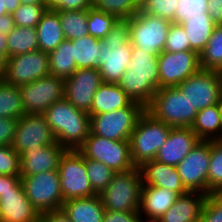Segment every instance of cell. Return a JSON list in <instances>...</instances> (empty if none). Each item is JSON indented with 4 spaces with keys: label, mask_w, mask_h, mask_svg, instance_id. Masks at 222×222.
Here are the masks:
<instances>
[{
    "label": "cell",
    "mask_w": 222,
    "mask_h": 222,
    "mask_svg": "<svg viewBox=\"0 0 222 222\" xmlns=\"http://www.w3.org/2000/svg\"><path fill=\"white\" fill-rule=\"evenodd\" d=\"M118 85L133 102L147 108L159 89L158 55L133 46L130 63Z\"/></svg>",
    "instance_id": "obj_1"
},
{
    "label": "cell",
    "mask_w": 222,
    "mask_h": 222,
    "mask_svg": "<svg viewBox=\"0 0 222 222\" xmlns=\"http://www.w3.org/2000/svg\"><path fill=\"white\" fill-rule=\"evenodd\" d=\"M42 115L66 150H78L90 134V115L76 109L66 98L52 104Z\"/></svg>",
    "instance_id": "obj_2"
},
{
    "label": "cell",
    "mask_w": 222,
    "mask_h": 222,
    "mask_svg": "<svg viewBox=\"0 0 222 222\" xmlns=\"http://www.w3.org/2000/svg\"><path fill=\"white\" fill-rule=\"evenodd\" d=\"M130 27L126 19H119L103 38L98 70L104 83H118L130 63L132 43Z\"/></svg>",
    "instance_id": "obj_3"
},
{
    "label": "cell",
    "mask_w": 222,
    "mask_h": 222,
    "mask_svg": "<svg viewBox=\"0 0 222 222\" xmlns=\"http://www.w3.org/2000/svg\"><path fill=\"white\" fill-rule=\"evenodd\" d=\"M170 130L169 125L145 110L129 138L131 159L135 167L155 159Z\"/></svg>",
    "instance_id": "obj_4"
},
{
    "label": "cell",
    "mask_w": 222,
    "mask_h": 222,
    "mask_svg": "<svg viewBox=\"0 0 222 222\" xmlns=\"http://www.w3.org/2000/svg\"><path fill=\"white\" fill-rule=\"evenodd\" d=\"M146 110L171 128L191 127L198 112L177 86L159 88Z\"/></svg>",
    "instance_id": "obj_5"
},
{
    "label": "cell",
    "mask_w": 222,
    "mask_h": 222,
    "mask_svg": "<svg viewBox=\"0 0 222 222\" xmlns=\"http://www.w3.org/2000/svg\"><path fill=\"white\" fill-rule=\"evenodd\" d=\"M143 176L140 167L116 173L106 189L99 194L106 210L120 212L139 211Z\"/></svg>",
    "instance_id": "obj_6"
},
{
    "label": "cell",
    "mask_w": 222,
    "mask_h": 222,
    "mask_svg": "<svg viewBox=\"0 0 222 222\" xmlns=\"http://www.w3.org/2000/svg\"><path fill=\"white\" fill-rule=\"evenodd\" d=\"M78 151L88 159L105 164L116 173L127 172L135 168L130 152L129 140H110L91 131Z\"/></svg>",
    "instance_id": "obj_7"
},
{
    "label": "cell",
    "mask_w": 222,
    "mask_h": 222,
    "mask_svg": "<svg viewBox=\"0 0 222 222\" xmlns=\"http://www.w3.org/2000/svg\"><path fill=\"white\" fill-rule=\"evenodd\" d=\"M146 108L133 102L130 106L90 117V131L110 140H129Z\"/></svg>",
    "instance_id": "obj_8"
},
{
    "label": "cell",
    "mask_w": 222,
    "mask_h": 222,
    "mask_svg": "<svg viewBox=\"0 0 222 222\" xmlns=\"http://www.w3.org/2000/svg\"><path fill=\"white\" fill-rule=\"evenodd\" d=\"M126 20L130 27L129 40L132 46L153 55H159L164 50L172 22L140 10Z\"/></svg>",
    "instance_id": "obj_9"
},
{
    "label": "cell",
    "mask_w": 222,
    "mask_h": 222,
    "mask_svg": "<svg viewBox=\"0 0 222 222\" xmlns=\"http://www.w3.org/2000/svg\"><path fill=\"white\" fill-rule=\"evenodd\" d=\"M64 202L70 199L97 195L86 172L85 157L78 150H66L58 167Z\"/></svg>",
    "instance_id": "obj_10"
},
{
    "label": "cell",
    "mask_w": 222,
    "mask_h": 222,
    "mask_svg": "<svg viewBox=\"0 0 222 222\" xmlns=\"http://www.w3.org/2000/svg\"><path fill=\"white\" fill-rule=\"evenodd\" d=\"M20 177L27 198L40 215L62 209L64 199L58 170Z\"/></svg>",
    "instance_id": "obj_11"
},
{
    "label": "cell",
    "mask_w": 222,
    "mask_h": 222,
    "mask_svg": "<svg viewBox=\"0 0 222 222\" xmlns=\"http://www.w3.org/2000/svg\"><path fill=\"white\" fill-rule=\"evenodd\" d=\"M19 89L25 114H43L52 104L65 98L64 79L51 74L21 85Z\"/></svg>",
    "instance_id": "obj_12"
},
{
    "label": "cell",
    "mask_w": 222,
    "mask_h": 222,
    "mask_svg": "<svg viewBox=\"0 0 222 222\" xmlns=\"http://www.w3.org/2000/svg\"><path fill=\"white\" fill-rule=\"evenodd\" d=\"M197 111L219 104L222 97V72L200 69L177 86Z\"/></svg>",
    "instance_id": "obj_13"
},
{
    "label": "cell",
    "mask_w": 222,
    "mask_h": 222,
    "mask_svg": "<svg viewBox=\"0 0 222 222\" xmlns=\"http://www.w3.org/2000/svg\"><path fill=\"white\" fill-rule=\"evenodd\" d=\"M48 75L49 55L37 49L9 57L1 78L8 84L20 87Z\"/></svg>",
    "instance_id": "obj_14"
},
{
    "label": "cell",
    "mask_w": 222,
    "mask_h": 222,
    "mask_svg": "<svg viewBox=\"0 0 222 222\" xmlns=\"http://www.w3.org/2000/svg\"><path fill=\"white\" fill-rule=\"evenodd\" d=\"M158 65L159 88L178 86L201 69L200 57L195 51H162L158 55Z\"/></svg>",
    "instance_id": "obj_15"
},
{
    "label": "cell",
    "mask_w": 222,
    "mask_h": 222,
    "mask_svg": "<svg viewBox=\"0 0 222 222\" xmlns=\"http://www.w3.org/2000/svg\"><path fill=\"white\" fill-rule=\"evenodd\" d=\"M56 143V137L42 114H24L18 119L12 147L19 155L37 146Z\"/></svg>",
    "instance_id": "obj_16"
},
{
    "label": "cell",
    "mask_w": 222,
    "mask_h": 222,
    "mask_svg": "<svg viewBox=\"0 0 222 222\" xmlns=\"http://www.w3.org/2000/svg\"><path fill=\"white\" fill-rule=\"evenodd\" d=\"M210 163V141L200 140L176 166L184 187L189 192L207 195V175Z\"/></svg>",
    "instance_id": "obj_17"
},
{
    "label": "cell",
    "mask_w": 222,
    "mask_h": 222,
    "mask_svg": "<svg viewBox=\"0 0 222 222\" xmlns=\"http://www.w3.org/2000/svg\"><path fill=\"white\" fill-rule=\"evenodd\" d=\"M65 82V98L76 108L90 113L94 95L104 83L97 68L77 69Z\"/></svg>",
    "instance_id": "obj_18"
},
{
    "label": "cell",
    "mask_w": 222,
    "mask_h": 222,
    "mask_svg": "<svg viewBox=\"0 0 222 222\" xmlns=\"http://www.w3.org/2000/svg\"><path fill=\"white\" fill-rule=\"evenodd\" d=\"M65 151L58 142L26 150L20 154V176L58 170L60 158Z\"/></svg>",
    "instance_id": "obj_19"
},
{
    "label": "cell",
    "mask_w": 222,
    "mask_h": 222,
    "mask_svg": "<svg viewBox=\"0 0 222 222\" xmlns=\"http://www.w3.org/2000/svg\"><path fill=\"white\" fill-rule=\"evenodd\" d=\"M39 212L26 196L24 187H12L0 196V222H38Z\"/></svg>",
    "instance_id": "obj_20"
},
{
    "label": "cell",
    "mask_w": 222,
    "mask_h": 222,
    "mask_svg": "<svg viewBox=\"0 0 222 222\" xmlns=\"http://www.w3.org/2000/svg\"><path fill=\"white\" fill-rule=\"evenodd\" d=\"M199 141L200 139L190 127L171 128L155 160L176 167Z\"/></svg>",
    "instance_id": "obj_21"
},
{
    "label": "cell",
    "mask_w": 222,
    "mask_h": 222,
    "mask_svg": "<svg viewBox=\"0 0 222 222\" xmlns=\"http://www.w3.org/2000/svg\"><path fill=\"white\" fill-rule=\"evenodd\" d=\"M143 185L161 187L176 192L179 196L189 192L183 185L175 166L167 165L157 160L145 162L141 167Z\"/></svg>",
    "instance_id": "obj_22"
},
{
    "label": "cell",
    "mask_w": 222,
    "mask_h": 222,
    "mask_svg": "<svg viewBox=\"0 0 222 222\" xmlns=\"http://www.w3.org/2000/svg\"><path fill=\"white\" fill-rule=\"evenodd\" d=\"M178 197L179 195L170 189L143 185L139 209L142 221H157Z\"/></svg>",
    "instance_id": "obj_23"
},
{
    "label": "cell",
    "mask_w": 222,
    "mask_h": 222,
    "mask_svg": "<svg viewBox=\"0 0 222 222\" xmlns=\"http://www.w3.org/2000/svg\"><path fill=\"white\" fill-rule=\"evenodd\" d=\"M207 195L201 192H187L157 220L158 222H199Z\"/></svg>",
    "instance_id": "obj_24"
},
{
    "label": "cell",
    "mask_w": 222,
    "mask_h": 222,
    "mask_svg": "<svg viewBox=\"0 0 222 222\" xmlns=\"http://www.w3.org/2000/svg\"><path fill=\"white\" fill-rule=\"evenodd\" d=\"M62 210L71 222H103L105 208L100 195L65 201Z\"/></svg>",
    "instance_id": "obj_25"
},
{
    "label": "cell",
    "mask_w": 222,
    "mask_h": 222,
    "mask_svg": "<svg viewBox=\"0 0 222 222\" xmlns=\"http://www.w3.org/2000/svg\"><path fill=\"white\" fill-rule=\"evenodd\" d=\"M132 99L118 83H103L96 91L90 108V117L130 106Z\"/></svg>",
    "instance_id": "obj_26"
},
{
    "label": "cell",
    "mask_w": 222,
    "mask_h": 222,
    "mask_svg": "<svg viewBox=\"0 0 222 222\" xmlns=\"http://www.w3.org/2000/svg\"><path fill=\"white\" fill-rule=\"evenodd\" d=\"M39 50L51 52L65 40L59 14L56 10H46L36 26Z\"/></svg>",
    "instance_id": "obj_27"
},
{
    "label": "cell",
    "mask_w": 222,
    "mask_h": 222,
    "mask_svg": "<svg viewBox=\"0 0 222 222\" xmlns=\"http://www.w3.org/2000/svg\"><path fill=\"white\" fill-rule=\"evenodd\" d=\"M190 42V47L199 55L205 49L214 28L217 26L208 12L187 18L180 22Z\"/></svg>",
    "instance_id": "obj_28"
},
{
    "label": "cell",
    "mask_w": 222,
    "mask_h": 222,
    "mask_svg": "<svg viewBox=\"0 0 222 222\" xmlns=\"http://www.w3.org/2000/svg\"><path fill=\"white\" fill-rule=\"evenodd\" d=\"M190 128L200 140H222V122L219 104H214L198 111Z\"/></svg>",
    "instance_id": "obj_29"
},
{
    "label": "cell",
    "mask_w": 222,
    "mask_h": 222,
    "mask_svg": "<svg viewBox=\"0 0 222 222\" xmlns=\"http://www.w3.org/2000/svg\"><path fill=\"white\" fill-rule=\"evenodd\" d=\"M48 55L51 75L65 80L77 70L71 40L65 39Z\"/></svg>",
    "instance_id": "obj_30"
},
{
    "label": "cell",
    "mask_w": 222,
    "mask_h": 222,
    "mask_svg": "<svg viewBox=\"0 0 222 222\" xmlns=\"http://www.w3.org/2000/svg\"><path fill=\"white\" fill-rule=\"evenodd\" d=\"M71 41L77 69L98 68L102 41L90 35Z\"/></svg>",
    "instance_id": "obj_31"
},
{
    "label": "cell",
    "mask_w": 222,
    "mask_h": 222,
    "mask_svg": "<svg viewBox=\"0 0 222 222\" xmlns=\"http://www.w3.org/2000/svg\"><path fill=\"white\" fill-rule=\"evenodd\" d=\"M7 39L8 58L39 49L36 28L16 26L13 31L7 35Z\"/></svg>",
    "instance_id": "obj_32"
},
{
    "label": "cell",
    "mask_w": 222,
    "mask_h": 222,
    "mask_svg": "<svg viewBox=\"0 0 222 222\" xmlns=\"http://www.w3.org/2000/svg\"><path fill=\"white\" fill-rule=\"evenodd\" d=\"M65 39H79L89 35L87 10H56Z\"/></svg>",
    "instance_id": "obj_33"
},
{
    "label": "cell",
    "mask_w": 222,
    "mask_h": 222,
    "mask_svg": "<svg viewBox=\"0 0 222 222\" xmlns=\"http://www.w3.org/2000/svg\"><path fill=\"white\" fill-rule=\"evenodd\" d=\"M24 114L19 87L0 78V117L19 119Z\"/></svg>",
    "instance_id": "obj_34"
},
{
    "label": "cell",
    "mask_w": 222,
    "mask_h": 222,
    "mask_svg": "<svg viewBox=\"0 0 222 222\" xmlns=\"http://www.w3.org/2000/svg\"><path fill=\"white\" fill-rule=\"evenodd\" d=\"M199 57L201 69L222 72V25L214 28Z\"/></svg>",
    "instance_id": "obj_35"
},
{
    "label": "cell",
    "mask_w": 222,
    "mask_h": 222,
    "mask_svg": "<svg viewBox=\"0 0 222 222\" xmlns=\"http://www.w3.org/2000/svg\"><path fill=\"white\" fill-rule=\"evenodd\" d=\"M92 7L118 19H129L140 10L136 0H92Z\"/></svg>",
    "instance_id": "obj_36"
},
{
    "label": "cell",
    "mask_w": 222,
    "mask_h": 222,
    "mask_svg": "<svg viewBox=\"0 0 222 222\" xmlns=\"http://www.w3.org/2000/svg\"><path fill=\"white\" fill-rule=\"evenodd\" d=\"M87 15L89 35L100 40L111 31L112 27L119 20L115 15L105 13L93 7L87 9Z\"/></svg>",
    "instance_id": "obj_37"
},
{
    "label": "cell",
    "mask_w": 222,
    "mask_h": 222,
    "mask_svg": "<svg viewBox=\"0 0 222 222\" xmlns=\"http://www.w3.org/2000/svg\"><path fill=\"white\" fill-rule=\"evenodd\" d=\"M85 163L87 176L92 189L97 195H99L109 185L116 172L99 161L85 158Z\"/></svg>",
    "instance_id": "obj_38"
},
{
    "label": "cell",
    "mask_w": 222,
    "mask_h": 222,
    "mask_svg": "<svg viewBox=\"0 0 222 222\" xmlns=\"http://www.w3.org/2000/svg\"><path fill=\"white\" fill-rule=\"evenodd\" d=\"M222 186V140L210 141V163L207 175V195Z\"/></svg>",
    "instance_id": "obj_39"
},
{
    "label": "cell",
    "mask_w": 222,
    "mask_h": 222,
    "mask_svg": "<svg viewBox=\"0 0 222 222\" xmlns=\"http://www.w3.org/2000/svg\"><path fill=\"white\" fill-rule=\"evenodd\" d=\"M46 10L45 4H20L12 13L15 26L36 28Z\"/></svg>",
    "instance_id": "obj_40"
},
{
    "label": "cell",
    "mask_w": 222,
    "mask_h": 222,
    "mask_svg": "<svg viewBox=\"0 0 222 222\" xmlns=\"http://www.w3.org/2000/svg\"><path fill=\"white\" fill-rule=\"evenodd\" d=\"M179 0H144L140 11L175 23V12Z\"/></svg>",
    "instance_id": "obj_41"
},
{
    "label": "cell",
    "mask_w": 222,
    "mask_h": 222,
    "mask_svg": "<svg viewBox=\"0 0 222 222\" xmlns=\"http://www.w3.org/2000/svg\"><path fill=\"white\" fill-rule=\"evenodd\" d=\"M163 51L170 53L193 51L190 47L189 38L180 23H171Z\"/></svg>",
    "instance_id": "obj_42"
},
{
    "label": "cell",
    "mask_w": 222,
    "mask_h": 222,
    "mask_svg": "<svg viewBox=\"0 0 222 222\" xmlns=\"http://www.w3.org/2000/svg\"><path fill=\"white\" fill-rule=\"evenodd\" d=\"M0 175L20 176V155L12 145L0 146Z\"/></svg>",
    "instance_id": "obj_43"
},
{
    "label": "cell",
    "mask_w": 222,
    "mask_h": 222,
    "mask_svg": "<svg viewBox=\"0 0 222 222\" xmlns=\"http://www.w3.org/2000/svg\"><path fill=\"white\" fill-rule=\"evenodd\" d=\"M207 3V0H179L175 12V23L204 14L207 11Z\"/></svg>",
    "instance_id": "obj_44"
},
{
    "label": "cell",
    "mask_w": 222,
    "mask_h": 222,
    "mask_svg": "<svg viewBox=\"0 0 222 222\" xmlns=\"http://www.w3.org/2000/svg\"><path fill=\"white\" fill-rule=\"evenodd\" d=\"M200 222H222V205L210 194L203 205Z\"/></svg>",
    "instance_id": "obj_45"
},
{
    "label": "cell",
    "mask_w": 222,
    "mask_h": 222,
    "mask_svg": "<svg viewBox=\"0 0 222 222\" xmlns=\"http://www.w3.org/2000/svg\"><path fill=\"white\" fill-rule=\"evenodd\" d=\"M18 119L0 117V146L12 145Z\"/></svg>",
    "instance_id": "obj_46"
},
{
    "label": "cell",
    "mask_w": 222,
    "mask_h": 222,
    "mask_svg": "<svg viewBox=\"0 0 222 222\" xmlns=\"http://www.w3.org/2000/svg\"><path fill=\"white\" fill-rule=\"evenodd\" d=\"M103 222H143L140 212H120L106 210L103 216Z\"/></svg>",
    "instance_id": "obj_47"
},
{
    "label": "cell",
    "mask_w": 222,
    "mask_h": 222,
    "mask_svg": "<svg viewBox=\"0 0 222 222\" xmlns=\"http://www.w3.org/2000/svg\"><path fill=\"white\" fill-rule=\"evenodd\" d=\"M207 12L212 21L217 25H222V0H207Z\"/></svg>",
    "instance_id": "obj_48"
},
{
    "label": "cell",
    "mask_w": 222,
    "mask_h": 222,
    "mask_svg": "<svg viewBox=\"0 0 222 222\" xmlns=\"http://www.w3.org/2000/svg\"><path fill=\"white\" fill-rule=\"evenodd\" d=\"M92 7V0H68V3H61L55 10H87Z\"/></svg>",
    "instance_id": "obj_49"
},
{
    "label": "cell",
    "mask_w": 222,
    "mask_h": 222,
    "mask_svg": "<svg viewBox=\"0 0 222 222\" xmlns=\"http://www.w3.org/2000/svg\"><path fill=\"white\" fill-rule=\"evenodd\" d=\"M12 187H24L20 176L0 175V196Z\"/></svg>",
    "instance_id": "obj_50"
},
{
    "label": "cell",
    "mask_w": 222,
    "mask_h": 222,
    "mask_svg": "<svg viewBox=\"0 0 222 222\" xmlns=\"http://www.w3.org/2000/svg\"><path fill=\"white\" fill-rule=\"evenodd\" d=\"M42 222H71L62 209L45 212L40 215Z\"/></svg>",
    "instance_id": "obj_51"
},
{
    "label": "cell",
    "mask_w": 222,
    "mask_h": 222,
    "mask_svg": "<svg viewBox=\"0 0 222 222\" xmlns=\"http://www.w3.org/2000/svg\"><path fill=\"white\" fill-rule=\"evenodd\" d=\"M8 59V39L7 35L0 33V77L5 71L6 61Z\"/></svg>",
    "instance_id": "obj_52"
},
{
    "label": "cell",
    "mask_w": 222,
    "mask_h": 222,
    "mask_svg": "<svg viewBox=\"0 0 222 222\" xmlns=\"http://www.w3.org/2000/svg\"><path fill=\"white\" fill-rule=\"evenodd\" d=\"M15 22L12 14H5L0 16V33L4 35L10 34L15 28Z\"/></svg>",
    "instance_id": "obj_53"
},
{
    "label": "cell",
    "mask_w": 222,
    "mask_h": 222,
    "mask_svg": "<svg viewBox=\"0 0 222 222\" xmlns=\"http://www.w3.org/2000/svg\"><path fill=\"white\" fill-rule=\"evenodd\" d=\"M4 2L7 14H12L21 4L19 0H4Z\"/></svg>",
    "instance_id": "obj_54"
},
{
    "label": "cell",
    "mask_w": 222,
    "mask_h": 222,
    "mask_svg": "<svg viewBox=\"0 0 222 222\" xmlns=\"http://www.w3.org/2000/svg\"><path fill=\"white\" fill-rule=\"evenodd\" d=\"M61 3H68V0H45L47 10H55Z\"/></svg>",
    "instance_id": "obj_55"
},
{
    "label": "cell",
    "mask_w": 222,
    "mask_h": 222,
    "mask_svg": "<svg viewBox=\"0 0 222 222\" xmlns=\"http://www.w3.org/2000/svg\"><path fill=\"white\" fill-rule=\"evenodd\" d=\"M210 195L220 204L222 205V186L217 187L213 191L210 192Z\"/></svg>",
    "instance_id": "obj_56"
},
{
    "label": "cell",
    "mask_w": 222,
    "mask_h": 222,
    "mask_svg": "<svg viewBox=\"0 0 222 222\" xmlns=\"http://www.w3.org/2000/svg\"><path fill=\"white\" fill-rule=\"evenodd\" d=\"M21 4H45V0H19Z\"/></svg>",
    "instance_id": "obj_57"
},
{
    "label": "cell",
    "mask_w": 222,
    "mask_h": 222,
    "mask_svg": "<svg viewBox=\"0 0 222 222\" xmlns=\"http://www.w3.org/2000/svg\"><path fill=\"white\" fill-rule=\"evenodd\" d=\"M4 6H5L4 0H0V16L7 14Z\"/></svg>",
    "instance_id": "obj_58"
},
{
    "label": "cell",
    "mask_w": 222,
    "mask_h": 222,
    "mask_svg": "<svg viewBox=\"0 0 222 222\" xmlns=\"http://www.w3.org/2000/svg\"><path fill=\"white\" fill-rule=\"evenodd\" d=\"M219 109H220V116H221V122H222V97L219 101Z\"/></svg>",
    "instance_id": "obj_59"
},
{
    "label": "cell",
    "mask_w": 222,
    "mask_h": 222,
    "mask_svg": "<svg viewBox=\"0 0 222 222\" xmlns=\"http://www.w3.org/2000/svg\"><path fill=\"white\" fill-rule=\"evenodd\" d=\"M139 4H141L144 0H136Z\"/></svg>",
    "instance_id": "obj_60"
}]
</instances>
